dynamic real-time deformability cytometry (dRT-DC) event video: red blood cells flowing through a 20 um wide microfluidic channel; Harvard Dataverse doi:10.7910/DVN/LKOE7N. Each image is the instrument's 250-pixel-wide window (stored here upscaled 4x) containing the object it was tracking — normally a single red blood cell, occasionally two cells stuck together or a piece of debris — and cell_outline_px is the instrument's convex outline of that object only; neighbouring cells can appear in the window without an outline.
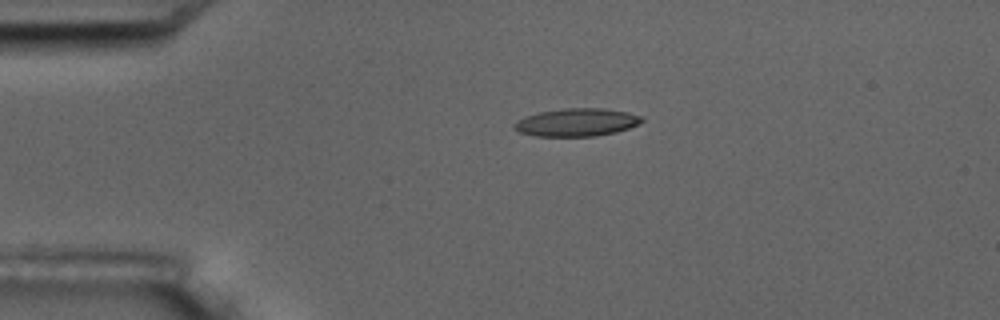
{"species": "common noctule bat (a hibernating species)", "species_latin": "Nyctalus noctula", "temperature_condition": "room temperature", "stored_images_in_passage": 2, "camera_frame_rate_fps": 3000, "um_per_image_px": 0.085, "animal": {"sex": "male", "body_mass_g": 17.5, "forearm_length_mm": 52.3}, "frame": {"image": 1, "passage_image": 1, "time_ms": 0.0, "image_size_px": [1000, 320], "cell_outline_px": [[644, 120], [628, 128], [616, 132], [596, 136], [536, 136], [520, 132], [512, 128], [512, 124], [516, 120], [524, 116], [540, 112], [564, 108], [604, 108], [628, 112], [640, 116]], "centroid_in_image_um": [48.97, 10.39], "position_along_channel_um": 36.0, "area_um2": 20.75}}